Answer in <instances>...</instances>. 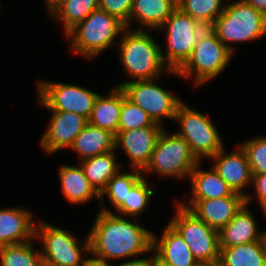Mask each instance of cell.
I'll return each instance as SVG.
<instances>
[{
	"label": "cell",
	"mask_w": 266,
	"mask_h": 266,
	"mask_svg": "<svg viewBox=\"0 0 266 266\" xmlns=\"http://www.w3.org/2000/svg\"><path fill=\"white\" fill-rule=\"evenodd\" d=\"M103 208L88 234L93 262L107 264L109 259L130 258L151 252L153 233Z\"/></svg>",
	"instance_id": "cell-1"
},
{
	"label": "cell",
	"mask_w": 266,
	"mask_h": 266,
	"mask_svg": "<svg viewBox=\"0 0 266 266\" xmlns=\"http://www.w3.org/2000/svg\"><path fill=\"white\" fill-rule=\"evenodd\" d=\"M138 29L128 31L126 28L121 42L116 44L120 48L123 67L130 78L136 81L157 79L163 68H167L162 51L150 34L144 32L142 26Z\"/></svg>",
	"instance_id": "cell-2"
},
{
	"label": "cell",
	"mask_w": 266,
	"mask_h": 266,
	"mask_svg": "<svg viewBox=\"0 0 266 266\" xmlns=\"http://www.w3.org/2000/svg\"><path fill=\"white\" fill-rule=\"evenodd\" d=\"M126 30L125 24L116 16L97 8L83 21L76 24L67 33L72 40V50L87 58H92L115 45V37Z\"/></svg>",
	"instance_id": "cell-3"
},
{
	"label": "cell",
	"mask_w": 266,
	"mask_h": 266,
	"mask_svg": "<svg viewBox=\"0 0 266 266\" xmlns=\"http://www.w3.org/2000/svg\"><path fill=\"white\" fill-rule=\"evenodd\" d=\"M211 29L233 53L229 42H247L266 35V17L245 0H239L226 5Z\"/></svg>",
	"instance_id": "cell-4"
},
{
	"label": "cell",
	"mask_w": 266,
	"mask_h": 266,
	"mask_svg": "<svg viewBox=\"0 0 266 266\" xmlns=\"http://www.w3.org/2000/svg\"><path fill=\"white\" fill-rule=\"evenodd\" d=\"M232 54L216 33L211 28H207L201 34L189 59L174 73L185 78L191 77L194 73V85L198 86L222 73Z\"/></svg>",
	"instance_id": "cell-5"
},
{
	"label": "cell",
	"mask_w": 266,
	"mask_h": 266,
	"mask_svg": "<svg viewBox=\"0 0 266 266\" xmlns=\"http://www.w3.org/2000/svg\"><path fill=\"white\" fill-rule=\"evenodd\" d=\"M169 224L181 235L201 266L219 261L218 231L208 226L188 208L178 203L177 214Z\"/></svg>",
	"instance_id": "cell-6"
},
{
	"label": "cell",
	"mask_w": 266,
	"mask_h": 266,
	"mask_svg": "<svg viewBox=\"0 0 266 266\" xmlns=\"http://www.w3.org/2000/svg\"><path fill=\"white\" fill-rule=\"evenodd\" d=\"M166 27L167 54L161 53L167 69L171 72L178 71L189 59L193 48L201 34L207 29L191 16L177 8L160 27Z\"/></svg>",
	"instance_id": "cell-7"
},
{
	"label": "cell",
	"mask_w": 266,
	"mask_h": 266,
	"mask_svg": "<svg viewBox=\"0 0 266 266\" xmlns=\"http://www.w3.org/2000/svg\"><path fill=\"white\" fill-rule=\"evenodd\" d=\"M199 162L189 144L181 136L177 133L168 135L163 130L148 164L142 171L145 173L155 171L163 176L190 178V173Z\"/></svg>",
	"instance_id": "cell-8"
},
{
	"label": "cell",
	"mask_w": 266,
	"mask_h": 266,
	"mask_svg": "<svg viewBox=\"0 0 266 266\" xmlns=\"http://www.w3.org/2000/svg\"><path fill=\"white\" fill-rule=\"evenodd\" d=\"M176 119L181 122L182 129L177 134L189 144L192 153L199 161L202 156L212 157L223 148L216 125H213L206 115L181 102L176 111Z\"/></svg>",
	"instance_id": "cell-9"
},
{
	"label": "cell",
	"mask_w": 266,
	"mask_h": 266,
	"mask_svg": "<svg viewBox=\"0 0 266 266\" xmlns=\"http://www.w3.org/2000/svg\"><path fill=\"white\" fill-rule=\"evenodd\" d=\"M35 236L42 240L45 251L41 255L45 266H85L90 261L81 259V252L90 250L89 237L81 249L71 233L43 222L36 225Z\"/></svg>",
	"instance_id": "cell-10"
},
{
	"label": "cell",
	"mask_w": 266,
	"mask_h": 266,
	"mask_svg": "<svg viewBox=\"0 0 266 266\" xmlns=\"http://www.w3.org/2000/svg\"><path fill=\"white\" fill-rule=\"evenodd\" d=\"M155 79L123 82L120 87L125 97L142 108L155 123L161 118L175 120L180 99L153 82Z\"/></svg>",
	"instance_id": "cell-11"
},
{
	"label": "cell",
	"mask_w": 266,
	"mask_h": 266,
	"mask_svg": "<svg viewBox=\"0 0 266 266\" xmlns=\"http://www.w3.org/2000/svg\"><path fill=\"white\" fill-rule=\"evenodd\" d=\"M39 103L50 111L74 112L89 119L99 94L77 85L38 83Z\"/></svg>",
	"instance_id": "cell-12"
},
{
	"label": "cell",
	"mask_w": 266,
	"mask_h": 266,
	"mask_svg": "<svg viewBox=\"0 0 266 266\" xmlns=\"http://www.w3.org/2000/svg\"><path fill=\"white\" fill-rule=\"evenodd\" d=\"M162 131L161 125L118 131L115 135V148L121 145L131 160L132 168L142 171L148 164Z\"/></svg>",
	"instance_id": "cell-13"
},
{
	"label": "cell",
	"mask_w": 266,
	"mask_h": 266,
	"mask_svg": "<svg viewBox=\"0 0 266 266\" xmlns=\"http://www.w3.org/2000/svg\"><path fill=\"white\" fill-rule=\"evenodd\" d=\"M49 127L41 138V145L48 153L61 148H70L76 136L83 130L88 120L74 112L52 111Z\"/></svg>",
	"instance_id": "cell-14"
},
{
	"label": "cell",
	"mask_w": 266,
	"mask_h": 266,
	"mask_svg": "<svg viewBox=\"0 0 266 266\" xmlns=\"http://www.w3.org/2000/svg\"><path fill=\"white\" fill-rule=\"evenodd\" d=\"M190 206L180 203L188 208L208 226L219 231L225 227L246 203L245 196H227L215 199L190 200Z\"/></svg>",
	"instance_id": "cell-15"
},
{
	"label": "cell",
	"mask_w": 266,
	"mask_h": 266,
	"mask_svg": "<svg viewBox=\"0 0 266 266\" xmlns=\"http://www.w3.org/2000/svg\"><path fill=\"white\" fill-rule=\"evenodd\" d=\"M223 154L224 149L222 148L210 157L217 160L213 168L235 193L246 197V204H248L251 199L250 195H246L241 190L252 182L247 155L241 146L238 147L236 152L228 155Z\"/></svg>",
	"instance_id": "cell-16"
},
{
	"label": "cell",
	"mask_w": 266,
	"mask_h": 266,
	"mask_svg": "<svg viewBox=\"0 0 266 266\" xmlns=\"http://www.w3.org/2000/svg\"><path fill=\"white\" fill-rule=\"evenodd\" d=\"M32 214L22 208L0 209V247L31 241L36 236Z\"/></svg>",
	"instance_id": "cell-17"
},
{
	"label": "cell",
	"mask_w": 266,
	"mask_h": 266,
	"mask_svg": "<svg viewBox=\"0 0 266 266\" xmlns=\"http://www.w3.org/2000/svg\"><path fill=\"white\" fill-rule=\"evenodd\" d=\"M245 203L234 218L218 231L219 248L261 241L254 216Z\"/></svg>",
	"instance_id": "cell-18"
},
{
	"label": "cell",
	"mask_w": 266,
	"mask_h": 266,
	"mask_svg": "<svg viewBox=\"0 0 266 266\" xmlns=\"http://www.w3.org/2000/svg\"><path fill=\"white\" fill-rule=\"evenodd\" d=\"M152 249L163 261L172 266H201L194 258L187 243L181 235L169 224L160 241L153 234Z\"/></svg>",
	"instance_id": "cell-19"
},
{
	"label": "cell",
	"mask_w": 266,
	"mask_h": 266,
	"mask_svg": "<svg viewBox=\"0 0 266 266\" xmlns=\"http://www.w3.org/2000/svg\"><path fill=\"white\" fill-rule=\"evenodd\" d=\"M80 158L86 159L115 150V135L89 123L76 136L70 146Z\"/></svg>",
	"instance_id": "cell-20"
},
{
	"label": "cell",
	"mask_w": 266,
	"mask_h": 266,
	"mask_svg": "<svg viewBox=\"0 0 266 266\" xmlns=\"http://www.w3.org/2000/svg\"><path fill=\"white\" fill-rule=\"evenodd\" d=\"M121 104L122 89L118 86L108 96L98 95L88 123L116 135L119 127Z\"/></svg>",
	"instance_id": "cell-21"
},
{
	"label": "cell",
	"mask_w": 266,
	"mask_h": 266,
	"mask_svg": "<svg viewBox=\"0 0 266 266\" xmlns=\"http://www.w3.org/2000/svg\"><path fill=\"white\" fill-rule=\"evenodd\" d=\"M192 181L191 200L217 199L227 196H243L235 193L218 175L214 168L209 171L199 169V163L190 173Z\"/></svg>",
	"instance_id": "cell-22"
},
{
	"label": "cell",
	"mask_w": 266,
	"mask_h": 266,
	"mask_svg": "<svg viewBox=\"0 0 266 266\" xmlns=\"http://www.w3.org/2000/svg\"><path fill=\"white\" fill-rule=\"evenodd\" d=\"M177 8V0H133L129 22L125 26L129 28L130 20L135 18L141 25L159 29Z\"/></svg>",
	"instance_id": "cell-23"
},
{
	"label": "cell",
	"mask_w": 266,
	"mask_h": 266,
	"mask_svg": "<svg viewBox=\"0 0 266 266\" xmlns=\"http://www.w3.org/2000/svg\"><path fill=\"white\" fill-rule=\"evenodd\" d=\"M61 187L65 197L72 203H85L94 195L99 199L100 194L90 184L80 167L61 166L59 169Z\"/></svg>",
	"instance_id": "cell-24"
},
{
	"label": "cell",
	"mask_w": 266,
	"mask_h": 266,
	"mask_svg": "<svg viewBox=\"0 0 266 266\" xmlns=\"http://www.w3.org/2000/svg\"><path fill=\"white\" fill-rule=\"evenodd\" d=\"M114 151L83 159L80 163L85 176L99 194L121 168L115 161Z\"/></svg>",
	"instance_id": "cell-25"
},
{
	"label": "cell",
	"mask_w": 266,
	"mask_h": 266,
	"mask_svg": "<svg viewBox=\"0 0 266 266\" xmlns=\"http://www.w3.org/2000/svg\"><path fill=\"white\" fill-rule=\"evenodd\" d=\"M222 266H266V253L261 241L220 248Z\"/></svg>",
	"instance_id": "cell-26"
},
{
	"label": "cell",
	"mask_w": 266,
	"mask_h": 266,
	"mask_svg": "<svg viewBox=\"0 0 266 266\" xmlns=\"http://www.w3.org/2000/svg\"><path fill=\"white\" fill-rule=\"evenodd\" d=\"M97 8L99 0H57L49 7V12L62 20L66 34Z\"/></svg>",
	"instance_id": "cell-27"
},
{
	"label": "cell",
	"mask_w": 266,
	"mask_h": 266,
	"mask_svg": "<svg viewBox=\"0 0 266 266\" xmlns=\"http://www.w3.org/2000/svg\"><path fill=\"white\" fill-rule=\"evenodd\" d=\"M222 0H177L178 8L203 26L211 28L216 18L225 10Z\"/></svg>",
	"instance_id": "cell-28"
},
{
	"label": "cell",
	"mask_w": 266,
	"mask_h": 266,
	"mask_svg": "<svg viewBox=\"0 0 266 266\" xmlns=\"http://www.w3.org/2000/svg\"><path fill=\"white\" fill-rule=\"evenodd\" d=\"M33 242L27 241L0 247L1 266H45L40 252H35Z\"/></svg>",
	"instance_id": "cell-29"
},
{
	"label": "cell",
	"mask_w": 266,
	"mask_h": 266,
	"mask_svg": "<svg viewBox=\"0 0 266 266\" xmlns=\"http://www.w3.org/2000/svg\"><path fill=\"white\" fill-rule=\"evenodd\" d=\"M134 173H119L120 170L107 182L105 188L100 192L101 202L103 194H107L108 199L117 209L126 199L128 192L143 178L141 171L134 169Z\"/></svg>",
	"instance_id": "cell-30"
},
{
	"label": "cell",
	"mask_w": 266,
	"mask_h": 266,
	"mask_svg": "<svg viewBox=\"0 0 266 266\" xmlns=\"http://www.w3.org/2000/svg\"><path fill=\"white\" fill-rule=\"evenodd\" d=\"M160 125L155 123L152 118L139 106L133 104L125 97L122 90V104L119 119L118 131H127L134 128Z\"/></svg>",
	"instance_id": "cell-31"
},
{
	"label": "cell",
	"mask_w": 266,
	"mask_h": 266,
	"mask_svg": "<svg viewBox=\"0 0 266 266\" xmlns=\"http://www.w3.org/2000/svg\"><path fill=\"white\" fill-rule=\"evenodd\" d=\"M153 191L148 187V183L142 178L126 195L124 202L116 209L121 215L137 217L148 206L149 198Z\"/></svg>",
	"instance_id": "cell-32"
},
{
	"label": "cell",
	"mask_w": 266,
	"mask_h": 266,
	"mask_svg": "<svg viewBox=\"0 0 266 266\" xmlns=\"http://www.w3.org/2000/svg\"><path fill=\"white\" fill-rule=\"evenodd\" d=\"M247 155L251 174L266 173V136L240 145Z\"/></svg>",
	"instance_id": "cell-33"
},
{
	"label": "cell",
	"mask_w": 266,
	"mask_h": 266,
	"mask_svg": "<svg viewBox=\"0 0 266 266\" xmlns=\"http://www.w3.org/2000/svg\"><path fill=\"white\" fill-rule=\"evenodd\" d=\"M133 0H99V8L116 16L125 25L129 22Z\"/></svg>",
	"instance_id": "cell-34"
},
{
	"label": "cell",
	"mask_w": 266,
	"mask_h": 266,
	"mask_svg": "<svg viewBox=\"0 0 266 266\" xmlns=\"http://www.w3.org/2000/svg\"><path fill=\"white\" fill-rule=\"evenodd\" d=\"M255 187V191L260 201L261 207L266 204V173L252 174V182Z\"/></svg>",
	"instance_id": "cell-35"
},
{
	"label": "cell",
	"mask_w": 266,
	"mask_h": 266,
	"mask_svg": "<svg viewBox=\"0 0 266 266\" xmlns=\"http://www.w3.org/2000/svg\"><path fill=\"white\" fill-rule=\"evenodd\" d=\"M255 10L259 11L266 17V0H245Z\"/></svg>",
	"instance_id": "cell-36"
},
{
	"label": "cell",
	"mask_w": 266,
	"mask_h": 266,
	"mask_svg": "<svg viewBox=\"0 0 266 266\" xmlns=\"http://www.w3.org/2000/svg\"><path fill=\"white\" fill-rule=\"evenodd\" d=\"M108 266H111L108 264ZM117 266H149V261L148 258H140V259H134V260H130L128 262H124L120 265Z\"/></svg>",
	"instance_id": "cell-37"
},
{
	"label": "cell",
	"mask_w": 266,
	"mask_h": 266,
	"mask_svg": "<svg viewBox=\"0 0 266 266\" xmlns=\"http://www.w3.org/2000/svg\"><path fill=\"white\" fill-rule=\"evenodd\" d=\"M148 261L149 266H172L169 263L160 259L156 254H154L153 257L149 258Z\"/></svg>",
	"instance_id": "cell-38"
},
{
	"label": "cell",
	"mask_w": 266,
	"mask_h": 266,
	"mask_svg": "<svg viewBox=\"0 0 266 266\" xmlns=\"http://www.w3.org/2000/svg\"><path fill=\"white\" fill-rule=\"evenodd\" d=\"M261 243L263 246V250L266 253V232H264V234L261 233Z\"/></svg>",
	"instance_id": "cell-39"
},
{
	"label": "cell",
	"mask_w": 266,
	"mask_h": 266,
	"mask_svg": "<svg viewBox=\"0 0 266 266\" xmlns=\"http://www.w3.org/2000/svg\"><path fill=\"white\" fill-rule=\"evenodd\" d=\"M85 266H108V263L107 264H100V263H96V262H93L92 260H90L89 262H87V264Z\"/></svg>",
	"instance_id": "cell-40"
},
{
	"label": "cell",
	"mask_w": 266,
	"mask_h": 266,
	"mask_svg": "<svg viewBox=\"0 0 266 266\" xmlns=\"http://www.w3.org/2000/svg\"><path fill=\"white\" fill-rule=\"evenodd\" d=\"M48 7H50L57 0H46Z\"/></svg>",
	"instance_id": "cell-41"
},
{
	"label": "cell",
	"mask_w": 266,
	"mask_h": 266,
	"mask_svg": "<svg viewBox=\"0 0 266 266\" xmlns=\"http://www.w3.org/2000/svg\"><path fill=\"white\" fill-rule=\"evenodd\" d=\"M204 266H222L220 263H211V264H208V265H204Z\"/></svg>",
	"instance_id": "cell-42"
},
{
	"label": "cell",
	"mask_w": 266,
	"mask_h": 266,
	"mask_svg": "<svg viewBox=\"0 0 266 266\" xmlns=\"http://www.w3.org/2000/svg\"><path fill=\"white\" fill-rule=\"evenodd\" d=\"M263 209V211L265 212V214H266V204L262 207Z\"/></svg>",
	"instance_id": "cell-43"
}]
</instances>
